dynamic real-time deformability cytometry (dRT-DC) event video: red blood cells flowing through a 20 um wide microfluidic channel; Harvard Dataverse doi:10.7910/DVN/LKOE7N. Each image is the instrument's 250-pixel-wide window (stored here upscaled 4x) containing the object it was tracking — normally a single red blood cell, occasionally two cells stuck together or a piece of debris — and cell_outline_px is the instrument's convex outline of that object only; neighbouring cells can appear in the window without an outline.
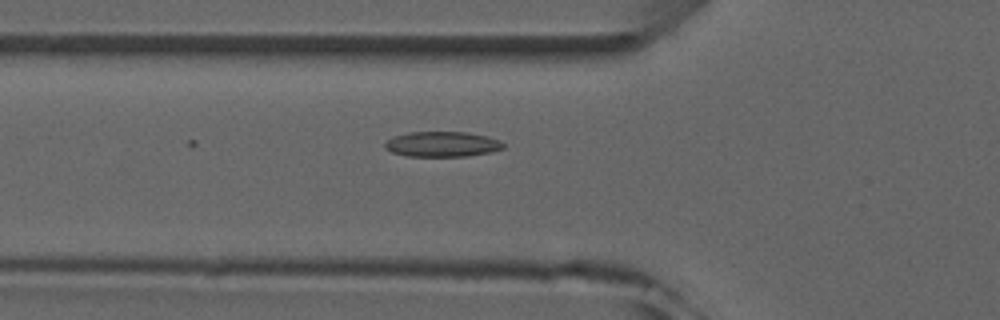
{"species": "common noctule bat (a hibernating species)", "species_latin": "Nyctalus noctula", "temperature_condition": "room temperature", "stored_images_in_passage": 5, "camera_frame_rate_fps": 3000, "um_per_image_px": 0.085, "animal": {"sex": "male", "forearm_length_mm": 52.5}, "frame": {"image": 1, "passage_image": 5, "time_ms": 4.667, "image_size_px": [1000, 320], "cell_outline_px": [[504, 148], [492, 152], [468, 156], [408, 156], [392, 152], [384, 148], [384, 144], [392, 136], [408, 132], [468, 132], [488, 136], [500, 140], [504, 144]], "centroid_in_image_um": [37.6, 12.25], "position_along_channel_um": 88.2, "area_um2": 17.57}}